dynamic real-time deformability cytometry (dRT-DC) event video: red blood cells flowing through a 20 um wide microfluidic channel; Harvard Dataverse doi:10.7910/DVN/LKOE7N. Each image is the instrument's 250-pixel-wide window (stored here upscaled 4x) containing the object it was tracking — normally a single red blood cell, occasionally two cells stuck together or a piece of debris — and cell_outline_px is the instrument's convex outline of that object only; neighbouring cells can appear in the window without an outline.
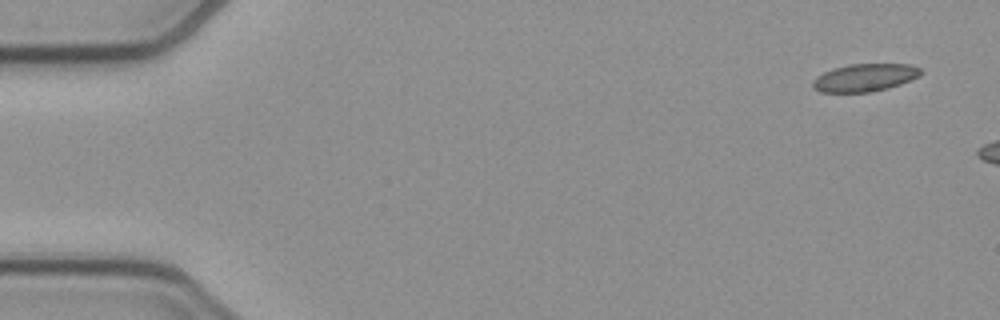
{"species": "common noctule bat (a hibernating species)", "species_latin": "Nyctalus noctula", "temperature_condition": "cold", "stored_images_in_passage": 6, "camera_frame_rate_fps": 3000, "um_per_image_px": 0.085, "animal": {"sex": "female", "body_mass_g": 21.9}, "frame": {"image": 1, "passage_image": 1, "time_ms": 0.0, "image_size_px": [1000, 320], "cell_outline_px": [[920, 76], [900, 84], [888, 88], [868, 92], [820, 92], [812, 88], [812, 80], [816, 76], [832, 68], [848, 64], [912, 64], [920, 68]], "centroid_in_image_um": [73.47, 6.59], "position_along_channel_um": 11.5, "area_um2": 17.51}}